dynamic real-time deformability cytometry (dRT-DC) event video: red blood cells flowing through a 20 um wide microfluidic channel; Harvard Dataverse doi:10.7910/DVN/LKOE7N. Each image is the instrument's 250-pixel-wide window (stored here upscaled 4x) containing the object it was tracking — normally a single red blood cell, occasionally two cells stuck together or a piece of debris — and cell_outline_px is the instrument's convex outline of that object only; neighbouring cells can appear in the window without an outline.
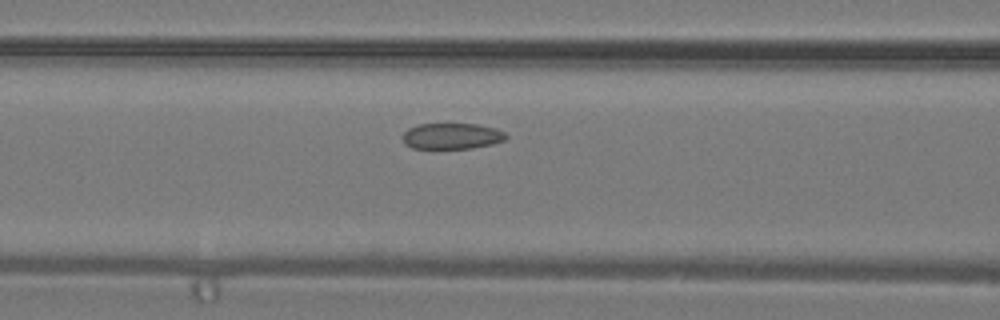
{"species": "common noctule bat (a hibernating species)", "species_latin": "Nyctalus noctula", "temperature_condition": "warm", "stored_images_in_passage": 14, "camera_frame_rate_fps": 3000, "um_per_image_px": 0.085, "animal": {"sex": "male", "body_mass_g": 19.2, "forearm_length_mm": 51.8}, "frame": {"image": 1, "passage_image": 7, "time_ms": 2.0, "image_size_px": [1000, 320], "cell_outline_px": [[508, 136], [504, 140], [492, 144], [472, 148], [412, 148], [404, 144], [404, 132], [408, 128], [416, 124], [476, 124], [496, 128], [504, 132]], "centroid_in_image_um": [38.41, 11.56], "position_along_channel_um": 128.2, "area_um2": 15.61}}
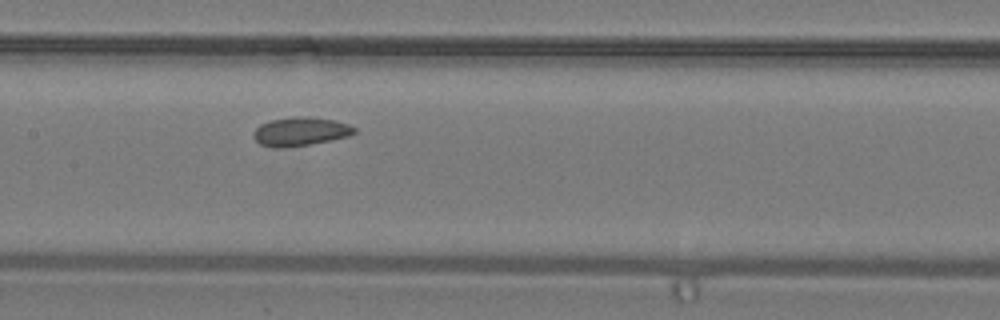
{"frame": {"image": 2, "passage_image": 10, "time_ms": 3.0, "image_size_px": [1000, 320], "cell_outline_px": [[356, 132], [348, 136], [312, 144], [280, 148], [272, 148], [260, 144], [252, 136], [252, 132], [260, 124], [272, 120], [292, 116], [304, 116], [332, 120], [348, 124], [356, 128]], "centroid_in_image_um": [25.49, 11.18], "position_along_channel_um": 181.9, "area_um2": 16.88}}
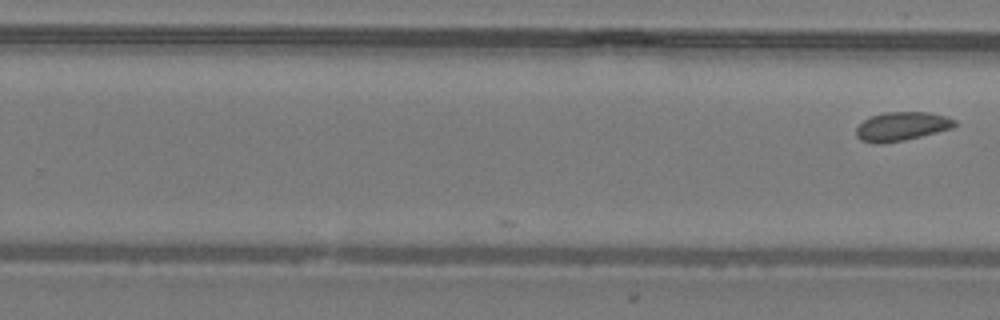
{"frame": {"image": 3, "passage_image": 14, "time_ms": 4.333, "image_size_px": [1000, 320], "cell_outline_px": [[956, 124], [952, 128], [904, 140], [884, 144], [876, 144], [860, 140], [856, 136], [856, 128], [864, 120], [872, 116], [884, 112], [928, 112], [944, 116], [956, 120]], "centroid_in_image_um": [76.61, 10.75], "position_along_channel_um": 253.2, "area_um2": 16.47}}